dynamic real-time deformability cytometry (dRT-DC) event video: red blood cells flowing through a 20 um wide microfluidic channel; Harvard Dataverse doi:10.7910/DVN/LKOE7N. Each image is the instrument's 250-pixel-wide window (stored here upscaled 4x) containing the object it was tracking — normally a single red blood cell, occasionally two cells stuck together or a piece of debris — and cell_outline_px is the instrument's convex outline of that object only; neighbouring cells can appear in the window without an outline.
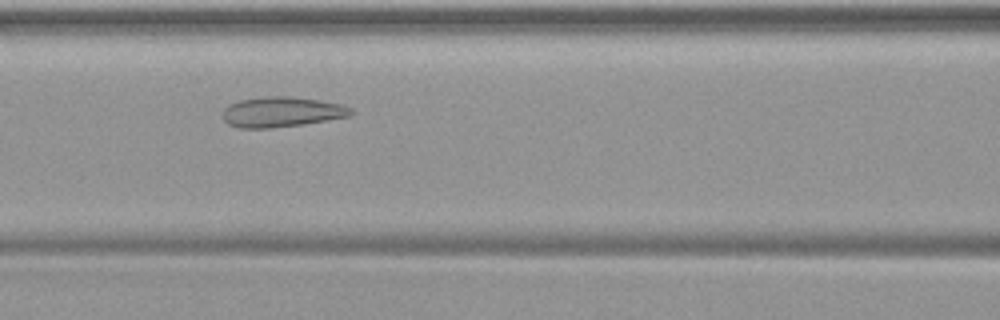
{"species": "common noctule bat (a hibernating species)", "species_latin": "Nyctalus noctula", "temperature_condition": "warm", "stored_images_in_passage": 43, "camera_frame_rate_fps": 3000, "um_per_image_px": 0.085, "animal": {"sex": "female", "body_mass_g": 19.9}, "frame": {"image": 1, "passage_image": 15, "time_ms": 4.667, "image_size_px": [1000, 320], "cell_outline_px": [[356, 112], [352, 116], [304, 124], [268, 128], [240, 128], [228, 124], [224, 120], [224, 108], [228, 104], [240, 100], [268, 96], [288, 96], [316, 100], [340, 104], [352, 108]], "centroid_in_image_um": [23.97, 9.52], "position_along_channel_um": 142.6, "area_um2": 22.54}}
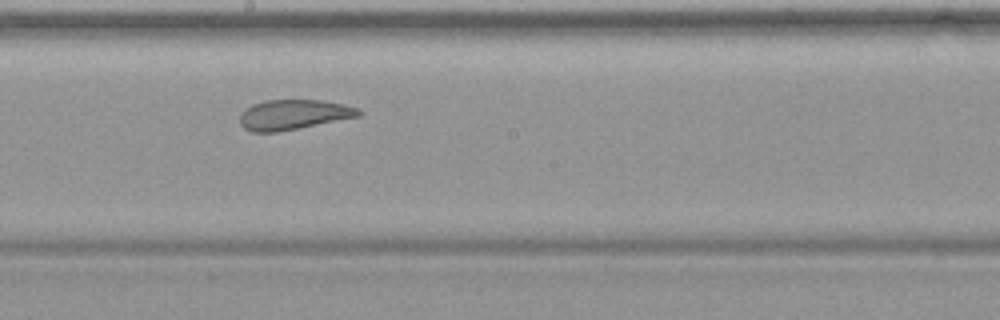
{"frame": {"image": 2, "passage_image": 21, "time_ms": 6.667, "image_size_px": [1000, 320], "cell_outline_px": [[364, 112], [360, 116], [276, 132], [252, 132], [244, 128], [240, 124], [240, 116], [252, 104], [264, 100], [324, 100], [344, 104], [356, 108]], "centroid_in_image_um": [24.96, 9.73], "position_along_channel_um": 223.2, "area_um2": 20.58}}
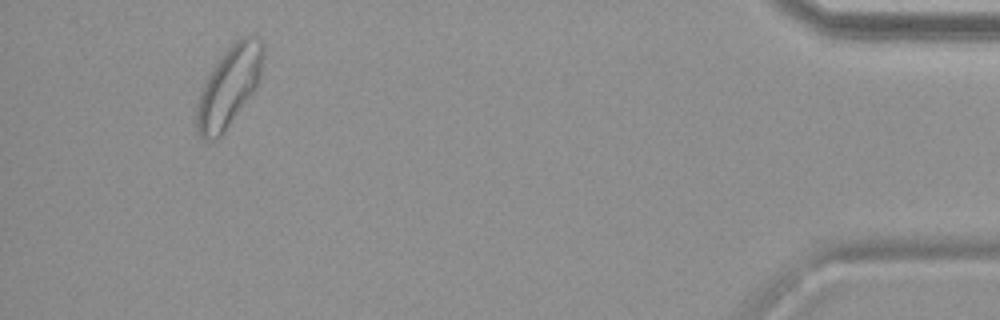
{"frame": {"image": 3, "passage_image": 40, "time_ms": 13.0, "image_size_px": [1000, 320], "cell_outline_px": [[264, 52], [260, 72], [256, 88], [224, 132], [216, 140], [204, 140], [196, 132], [196, 104], [204, 84], [212, 68], [224, 52], [240, 36], [256, 36], [260, 40], [264, 48]], "centroid_in_image_um": [19.45, 7.37], "position_along_channel_um": 415.8, "area_um2": 30.75}}